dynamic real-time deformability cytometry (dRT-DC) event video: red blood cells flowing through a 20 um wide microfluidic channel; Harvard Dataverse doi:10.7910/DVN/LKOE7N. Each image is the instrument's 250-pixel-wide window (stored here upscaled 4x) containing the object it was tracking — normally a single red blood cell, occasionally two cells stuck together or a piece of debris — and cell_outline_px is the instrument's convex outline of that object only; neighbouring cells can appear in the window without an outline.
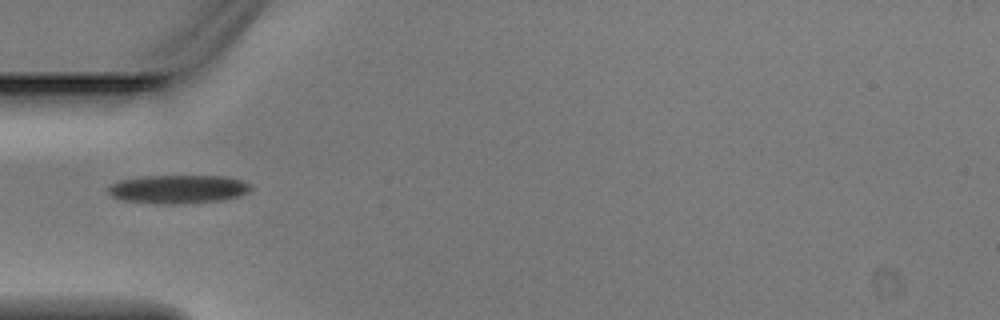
{"species": "Egyptian fruit bat (a non-hibernating species)", "species_latin": "Rousettus aegyptiacus", "temperature_condition": "warm", "stored_images_in_passage": 4, "camera_frame_rate_fps": 3000, "um_per_image_px": 0.085, "animal": {"sex": "male"}, "frame": {"image": 1, "passage_image": 4, "time_ms": 1.0, "image_size_px": [1000, 320], "cell_outline_px": [[252, 188], [248, 192], [240, 196], [220, 200], [176, 204], [124, 200], [112, 196], [108, 192], [108, 188], [112, 184], [120, 180], [140, 176], [224, 176], [240, 180], [248, 184]], "centroid_in_image_um": [15.15, 16.06], "position_along_channel_um": 69.9, "area_um2": 23.29}}